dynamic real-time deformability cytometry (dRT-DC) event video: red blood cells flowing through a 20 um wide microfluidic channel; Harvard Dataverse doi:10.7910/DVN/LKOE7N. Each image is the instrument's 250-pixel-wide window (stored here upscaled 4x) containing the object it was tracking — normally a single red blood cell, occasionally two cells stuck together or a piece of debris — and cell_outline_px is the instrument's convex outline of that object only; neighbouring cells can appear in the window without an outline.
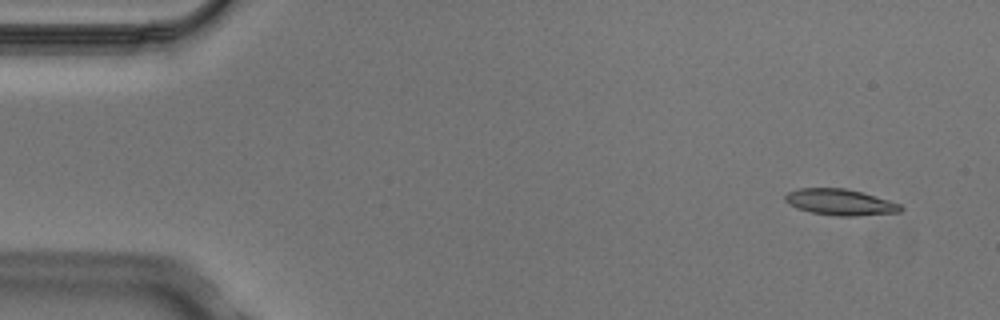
{"species": "Egyptian fruit bat (a non-hibernating species)", "species_latin": "Rousettus aegyptiacus", "temperature_condition": "cold", "stored_images_in_passage": 4, "camera_frame_rate_fps": 3000, "um_per_image_px": 0.085, "animal": {"sex": "male"}, "frame": {"image": 1, "passage_image": 1, "time_ms": 0.0, "image_size_px": [1000, 320], "cell_outline_px": [[904, 208], [900, 212], [856, 216], [836, 216], [812, 212], [796, 208], [788, 204], [784, 200], [784, 196], [788, 192], [800, 188], [844, 188], [860, 192], [888, 200], [900, 204]], "centroid_in_image_um": [71.39, 17.19], "position_along_channel_um": 13.6, "area_um2": 17.51}}